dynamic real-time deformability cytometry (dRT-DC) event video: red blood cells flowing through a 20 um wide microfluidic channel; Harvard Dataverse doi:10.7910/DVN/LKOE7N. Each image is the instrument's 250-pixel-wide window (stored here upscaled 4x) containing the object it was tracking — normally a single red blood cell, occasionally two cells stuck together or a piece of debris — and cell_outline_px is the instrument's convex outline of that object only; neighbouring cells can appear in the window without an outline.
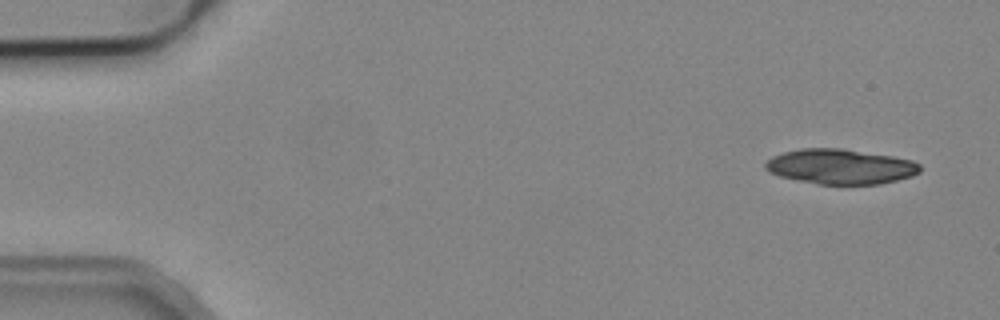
{"species": "common noctule bat (a hibernating species)", "species_latin": "Nyctalus noctula", "temperature_condition": "cold", "stored_images_in_passage": 4, "camera_frame_rate_fps": 3000, "um_per_image_px": 0.085, "animal": {"sex": "male", "body_mass_g": 19.2, "forearm_length_mm": 51.8}, "frame": {"image": 1, "passage_image": 1, "time_ms": 0.0, "image_size_px": [1000, 320], "cell_outline_px": [[920, 172], [912, 176], [880, 184], [820, 184], [780, 176], [768, 172], [764, 168], [764, 164], [772, 156], [784, 152], [804, 148], [840, 148], [892, 156], [912, 160], [920, 164]], "centroid_in_image_um": [71.44, 14.15], "position_along_channel_um": 13.6, "area_um2": 31.39}}